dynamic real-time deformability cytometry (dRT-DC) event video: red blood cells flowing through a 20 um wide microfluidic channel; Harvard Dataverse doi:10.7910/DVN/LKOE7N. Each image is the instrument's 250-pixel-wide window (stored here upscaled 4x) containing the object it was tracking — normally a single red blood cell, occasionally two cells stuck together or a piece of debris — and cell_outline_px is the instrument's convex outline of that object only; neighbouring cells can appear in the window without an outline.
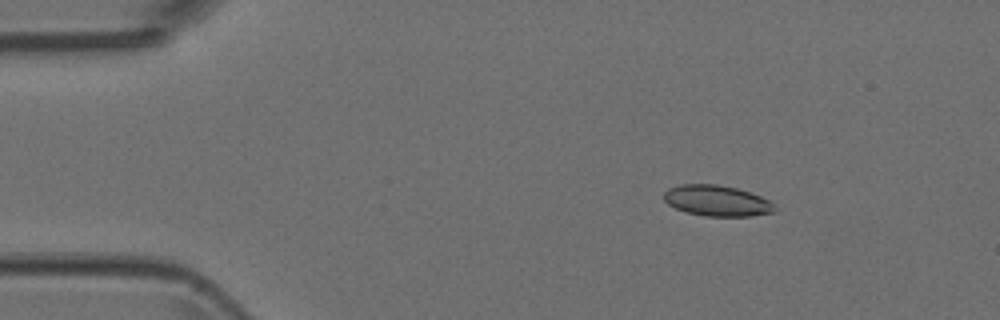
{"species": "Egyptian fruit bat (a non-hibernating species)", "species_latin": "Rousettus aegyptiacus", "temperature_condition": "room temperature", "stored_images_in_passage": 5, "camera_frame_rate_fps": 3000, "um_per_image_px": 0.085, "animal": {"sex": "female"}, "frame": {"image": 1, "passage_image": 2, "time_ms": 0.333, "image_size_px": [1000, 320], "cell_outline_px": [[776, 208], [772, 212], [752, 216], [704, 216], [684, 212], [668, 204], [664, 200], [664, 192], [668, 188], [680, 184], [716, 184], [736, 188], [760, 196], [768, 200]], "centroid_in_image_um": [60.89, 17.06], "position_along_channel_um": 24.1, "area_um2": 19.83}}
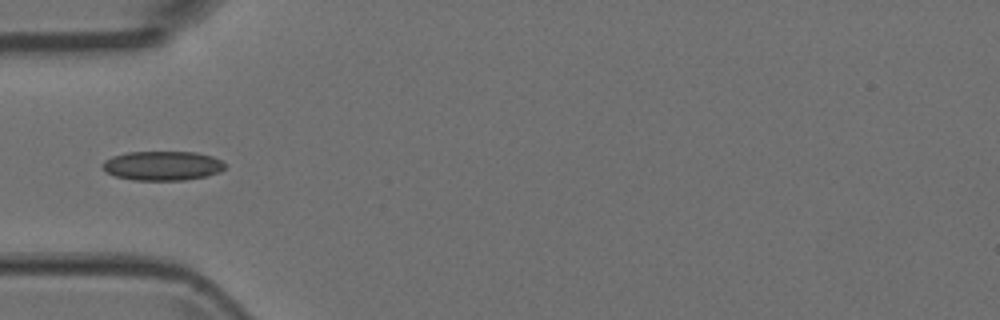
{"frame": {"image": 2, "passage_image": 4, "time_ms": 1.0, "image_size_px": [1000, 320], "cell_outline_px": [[228, 164], [220, 172], [208, 176], [184, 180], [132, 180], [116, 176], [104, 172], [100, 168], [100, 164], [104, 160], [112, 156], [128, 152], [196, 152], [212, 156]], "centroid_in_image_um": [13.78, 14.09], "position_along_channel_um": 71.2, "area_um2": 21.27}}